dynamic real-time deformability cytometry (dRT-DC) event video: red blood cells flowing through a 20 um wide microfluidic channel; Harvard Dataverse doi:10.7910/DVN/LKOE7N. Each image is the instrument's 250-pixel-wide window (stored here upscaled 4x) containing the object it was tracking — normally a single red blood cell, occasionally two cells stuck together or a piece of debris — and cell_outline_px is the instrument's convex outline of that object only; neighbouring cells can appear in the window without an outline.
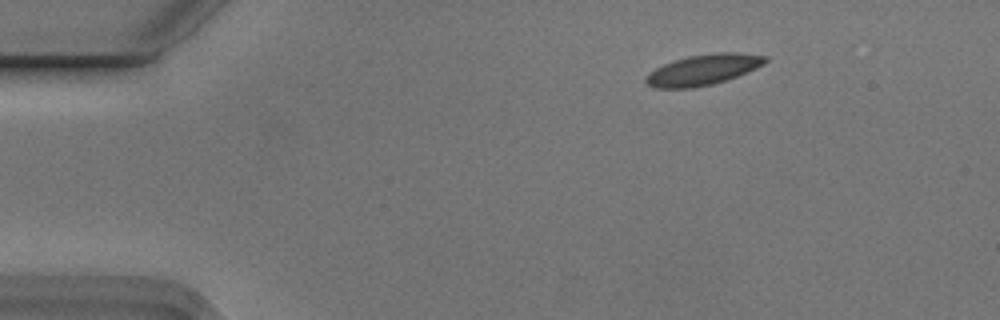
{"species": "Egyptian fruit bat (a non-hibernating species)", "species_latin": "Rousettus aegyptiacus", "temperature_condition": "cold", "stored_images_in_passage": 3, "camera_frame_rate_fps": 3000, "um_per_image_px": 0.085, "animal": {"sex": "male"}, "frame": {"image": 1, "passage_image": 1, "time_ms": 0.0, "image_size_px": [1000, 320], "cell_outline_px": [[768, 60], [764, 64], [756, 68], [736, 76], [712, 84], [692, 88], [656, 88], [648, 84], [644, 80], [644, 76], [648, 72], [664, 64], [688, 56], [716, 52], [740, 52], [768, 56]], "centroid_in_image_um": [59.77, 5.92], "position_along_channel_um": 25.2, "area_um2": 21.27}}